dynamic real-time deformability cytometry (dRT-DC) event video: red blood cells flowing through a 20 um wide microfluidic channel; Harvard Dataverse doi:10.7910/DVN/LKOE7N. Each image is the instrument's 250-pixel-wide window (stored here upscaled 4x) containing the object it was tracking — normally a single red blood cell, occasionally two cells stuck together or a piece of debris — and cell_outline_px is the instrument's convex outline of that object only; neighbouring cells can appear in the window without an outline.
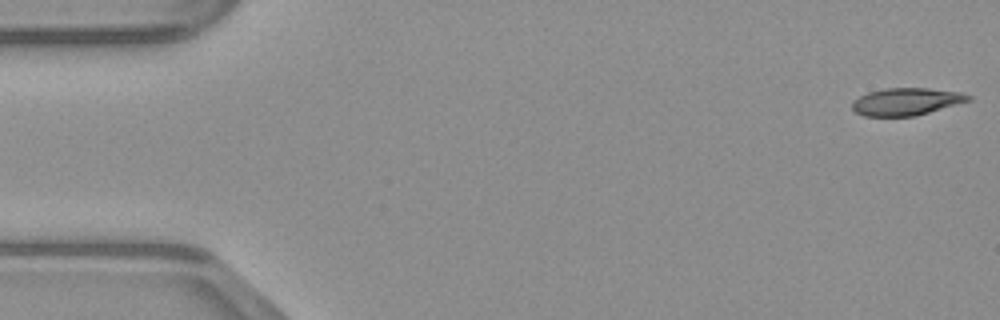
{"species": "common noctule bat (a hibernating species)", "species_latin": "Nyctalus noctula", "temperature_condition": "warm", "stored_images_in_passage": 48, "camera_frame_rate_fps": 3000, "um_per_image_px": 0.085, "animal": {"sex": "male", "body_mass_g": 23.1, "forearm_length_mm": 52.7}, "frame": {"image": 1, "passage_image": 1, "time_ms": 0.0, "image_size_px": [1000, 320], "cell_outline_px": [[972, 100], [916, 116], [864, 116], [856, 112], [852, 108], [852, 100], [868, 92], [884, 88], [928, 88], [960, 92], [972, 96]], "centroid_in_image_um": [77.04, 8.63], "position_along_channel_um": 8.0, "area_um2": 18.61}}
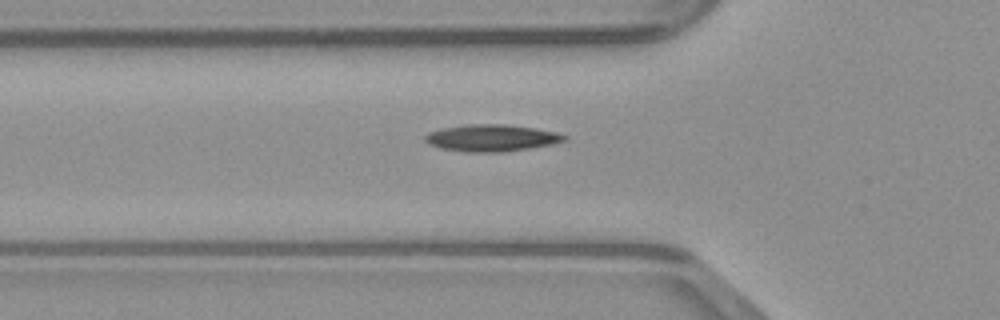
{"frame": {"image": 2, "passage_image": 16, "time_ms": 5.0, "image_size_px": [1000, 320], "cell_outline_px": [[568, 140], [552, 144], [504, 152], [468, 152], [440, 148], [428, 144], [424, 140], [424, 136], [428, 132], [444, 128], [468, 124], [508, 124], [536, 128], [556, 132], [568, 136]], "centroid_in_image_um": [41.79, 11.72], "position_along_channel_um": 84.0, "area_um2": 21.91}}
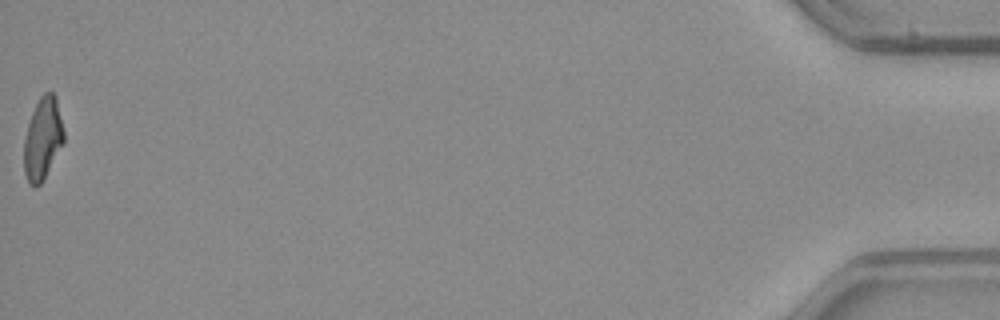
{"frame": {"image": 3, "passage_image": 48, "time_ms": 15.667, "image_size_px": [1000, 320], "cell_outline_px": [[64, 144], [40, 184], [36, 188], [28, 184], [24, 172], [24, 140], [28, 124], [32, 112], [40, 96], [44, 92], [52, 92], [56, 96], [64, 132]], "centroid_in_image_um": [3.63, 11.8], "position_along_channel_um": 431.6, "area_um2": 19.13}}